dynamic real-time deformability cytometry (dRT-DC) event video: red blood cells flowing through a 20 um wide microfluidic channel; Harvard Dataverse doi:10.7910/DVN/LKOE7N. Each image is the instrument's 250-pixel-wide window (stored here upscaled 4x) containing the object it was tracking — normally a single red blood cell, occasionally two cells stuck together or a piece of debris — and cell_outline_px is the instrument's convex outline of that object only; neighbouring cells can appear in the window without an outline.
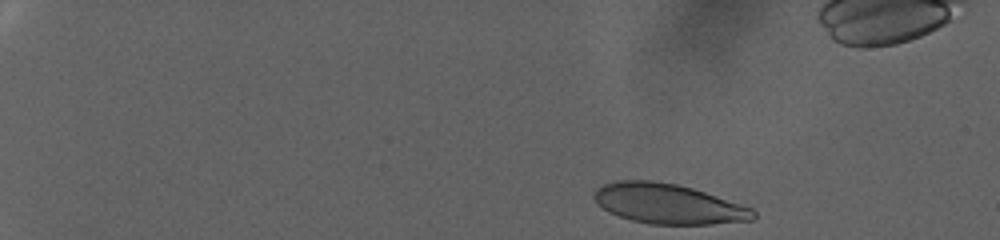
{"species": "human", "species_latin": "Homo sapiens", "temperature_condition": "warm", "stored_images_in_passage": 24, "camera_frame_rate_fps": 3000, "um_per_image_px": 0.085, "donor": {"sex": "female"}, "frame": {"image": 1, "passage_image": 2, "time_ms": 0.333, "image_size_px": [1000, 240], "cell_outline_px": [[756, 216], [752, 220], [712, 224], [648, 224], [632, 220], [608, 212], [592, 196], [596, 188], [604, 184], [620, 180], [652, 180], [676, 184], [692, 188], [752, 208], [756, 212]], "centroid_in_image_um": [56.79, 17.32], "position_along_channel_um": 28.2, "area_um2": 36.82}}
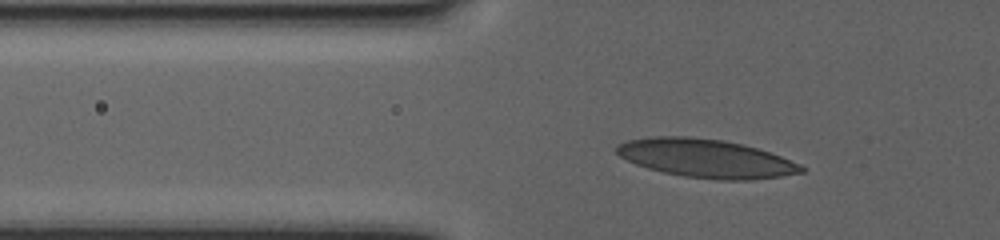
{"frame": {"image": 2, "passage_image": 20, "time_ms": 6.333, "image_size_px": [1000, 240], "cell_outline_px": [[804, 172], [780, 176], [752, 180], [716, 180], [684, 176], [664, 172], [648, 168], [636, 164], [620, 156], [616, 152], [616, 144], [628, 140], [652, 136], [688, 136], [724, 140], [744, 144], [780, 156], [800, 164], [804, 168]], "centroid_in_image_um": [59.99, 13.45], "position_along_channel_um": 65.8, "area_um2": 41.33}}